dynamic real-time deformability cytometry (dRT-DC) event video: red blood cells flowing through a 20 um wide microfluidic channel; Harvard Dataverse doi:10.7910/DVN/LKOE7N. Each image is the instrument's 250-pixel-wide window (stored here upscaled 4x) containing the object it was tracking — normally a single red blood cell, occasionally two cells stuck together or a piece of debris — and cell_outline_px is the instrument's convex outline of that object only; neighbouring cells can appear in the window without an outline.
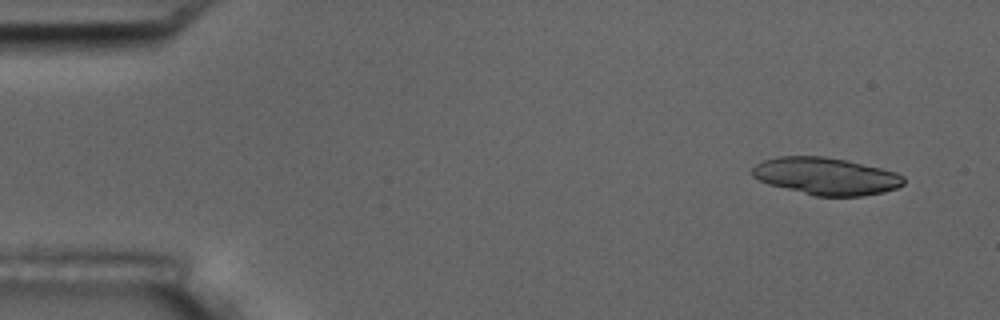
{"species": "common noctule bat (a hibernating species)", "species_latin": "Nyctalus noctula", "temperature_condition": "room temperature", "stored_images_in_passage": 6, "camera_frame_rate_fps": 3000, "um_per_image_px": 0.085, "animal": {"sex": "male", "body_mass_g": 17.5, "forearm_length_mm": 52.3}, "frame": {"image": 1, "passage_image": 1, "time_ms": 0.0, "image_size_px": [1000, 320], "cell_outline_px": [[904, 184], [896, 188], [884, 192], [864, 196], [816, 196], [768, 184], [752, 176], [752, 168], [756, 164], [764, 160], [776, 156], [824, 156], [848, 160], [896, 172], [904, 176]], "centroid_in_image_um": [70.22, 14.97], "position_along_channel_um": 14.8, "area_um2": 32.95}}
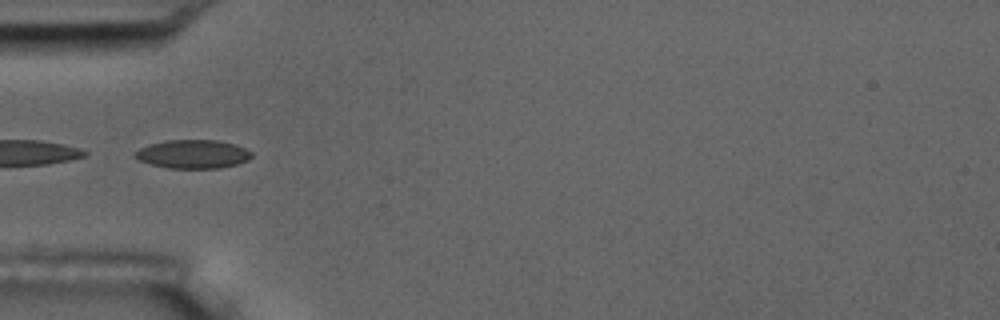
{"frame": {"image": 2, "passage_image": 5, "time_ms": 4.667, "image_size_px": [1000, 320], "cell_outline_px": [[252, 156], [248, 160], [236, 164], [220, 168], [168, 168], [152, 164], [140, 160], [132, 156], [132, 152], [148, 144], [168, 140], [216, 140], [236, 144], [252, 152]], "centroid_in_image_um": [16.38, 13.09], "position_along_channel_um": 68.6, "area_um2": 19.48}}